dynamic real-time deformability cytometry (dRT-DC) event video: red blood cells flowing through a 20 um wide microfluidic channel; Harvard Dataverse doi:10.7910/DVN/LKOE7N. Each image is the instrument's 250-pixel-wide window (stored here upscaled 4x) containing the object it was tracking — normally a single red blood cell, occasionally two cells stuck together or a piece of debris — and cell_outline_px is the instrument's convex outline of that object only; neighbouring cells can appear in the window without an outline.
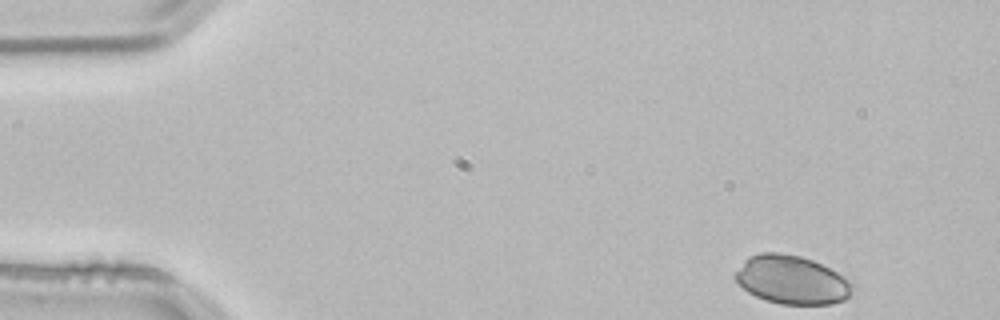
{"species": "common noctule bat (a hibernating species)", "species_latin": "Nyctalus noctula", "temperature_condition": "room temperature", "stored_images_in_passage": 49, "camera_frame_rate_fps": 3000, "um_per_image_px": 0.085, "animal": {"sex": "male", "body_mass_g": 21.5, "forearm_length_mm": 52.0}, "frame": {"image": 1, "passage_image": 1, "time_ms": 0.0, "image_size_px": [1000, 320], "cell_outline_px": [[852, 284], [848, 296], [844, 300], [832, 304], [780, 304], [764, 300], [748, 292], [736, 280], [736, 272], [744, 260], [748, 256], [760, 252], [776, 252], [800, 256], [812, 260], [852, 280]], "centroid_in_image_um": [67.29, 23.78], "position_along_channel_um": 17.7, "area_um2": 32.89}}